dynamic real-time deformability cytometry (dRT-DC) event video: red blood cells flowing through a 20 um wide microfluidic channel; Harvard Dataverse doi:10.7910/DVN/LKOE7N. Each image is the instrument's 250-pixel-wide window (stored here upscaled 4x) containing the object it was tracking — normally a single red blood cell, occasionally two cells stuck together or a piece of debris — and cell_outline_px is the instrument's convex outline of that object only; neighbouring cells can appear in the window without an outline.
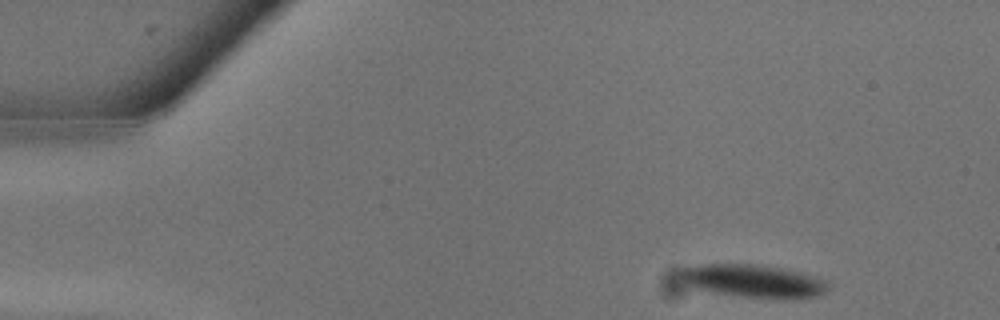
{"species": "common noctule bat (a hibernating species)", "species_latin": "Nyctalus noctula", "temperature_condition": "warm", "stored_images_in_passage": 14, "camera_frame_rate_fps": 3000, "um_per_image_px": 0.085, "animal": {"sex": "male", "body_mass_g": 13.3}, "frame": {"image": 1, "passage_image": 1, "time_ms": 0.0, "image_size_px": [1000, 320], "cell_outline_px": [[828, 288], [824, 292], [816, 296], [744, 296], [696, 288], [680, 272], [680, 268], [700, 264], [764, 264], [784, 268], [820, 276], [828, 280]], "centroid_in_image_um": [64.13, 23.81], "position_along_channel_um": 20.9, "area_um2": 27.22}}
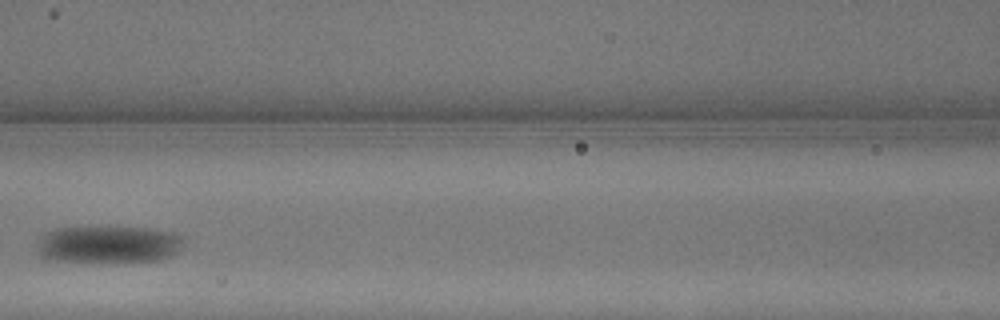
{"frame": {"image": 2, "passage_image": 10, "time_ms": 3.0, "image_size_px": [1000, 320], "cell_outline_px": [[184, 240], [176, 252], [172, 256], [160, 260], [56, 260], [40, 256], [40, 240], [44, 232], [56, 228], [148, 228], [172, 232], [184, 236]], "centroid_in_image_um": [9.28, 20.75], "position_along_channel_um": 157.3, "area_um2": 30.63}}
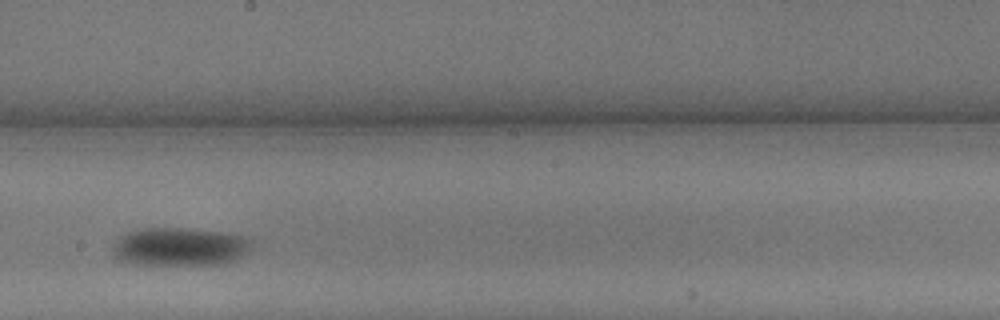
{"frame": {"image": 3, "passage_image": 13, "time_ms": 4.0, "image_size_px": [1000, 320], "cell_outline_px": [[252, 248], [248, 252], [236, 260], [224, 264], [136, 264], [120, 260], [112, 252], [112, 244], [120, 236], [136, 228], [188, 228], [228, 232], [244, 236], [252, 240]], "centroid_in_image_um": [15.31, 20.95], "position_along_channel_um": 232.9, "area_um2": 31.44}}